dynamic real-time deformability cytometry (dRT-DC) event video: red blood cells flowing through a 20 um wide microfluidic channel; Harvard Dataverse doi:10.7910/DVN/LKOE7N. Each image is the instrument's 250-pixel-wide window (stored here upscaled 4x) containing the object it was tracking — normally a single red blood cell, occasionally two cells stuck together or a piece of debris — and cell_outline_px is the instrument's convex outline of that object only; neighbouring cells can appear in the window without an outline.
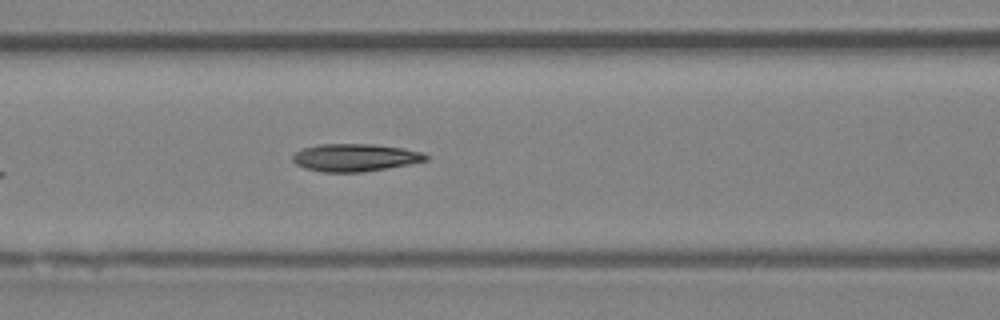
{"species": "Egyptian fruit bat (a non-hibernating species)", "species_latin": "Rousettus aegyptiacus", "temperature_condition": "room temperature", "stored_images_in_passage": 7, "camera_frame_rate_fps": 3000, "um_per_image_px": 0.085, "animal": {"sex": "female"}, "frame": {"image": 1, "passage_image": 7, "time_ms": 7.0, "image_size_px": [1000, 320], "cell_outline_px": [[428, 160], [388, 168], [364, 172], [320, 172], [304, 168], [296, 164], [292, 160], [292, 156], [296, 152], [304, 148], [320, 144], [372, 144], [404, 148], [420, 152], [428, 156]], "centroid_in_image_um": [30.16, 13.4], "position_along_channel_um": 136.4, "area_um2": 21.39}}